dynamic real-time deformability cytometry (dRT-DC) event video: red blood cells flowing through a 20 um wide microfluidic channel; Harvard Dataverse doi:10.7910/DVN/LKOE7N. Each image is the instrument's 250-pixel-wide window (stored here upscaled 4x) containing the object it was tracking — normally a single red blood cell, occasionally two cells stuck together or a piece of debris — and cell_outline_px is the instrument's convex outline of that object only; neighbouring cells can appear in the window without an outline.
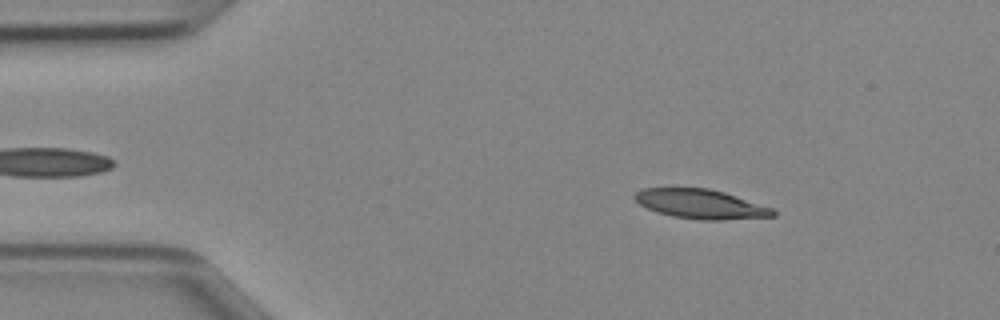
{"species": "Egyptian fruit bat (a non-hibernating species)", "species_latin": "Rousettus aegyptiacus", "temperature_condition": "cold", "stored_images_in_passage": 41, "camera_frame_rate_fps": 3000, "um_per_image_px": 0.085, "animal": {"sex": "female"}, "frame": {"image": 1, "passage_image": 2, "time_ms": 0.333, "image_size_px": [1000, 320], "cell_outline_px": [[776, 216], [720, 220], [700, 220], [672, 216], [656, 212], [640, 204], [632, 196], [640, 188], [708, 188], [724, 192], [772, 208], [776, 212]], "centroid_in_image_um": [59.53, 17.34], "position_along_channel_um": 25.5, "area_um2": 23.58}}
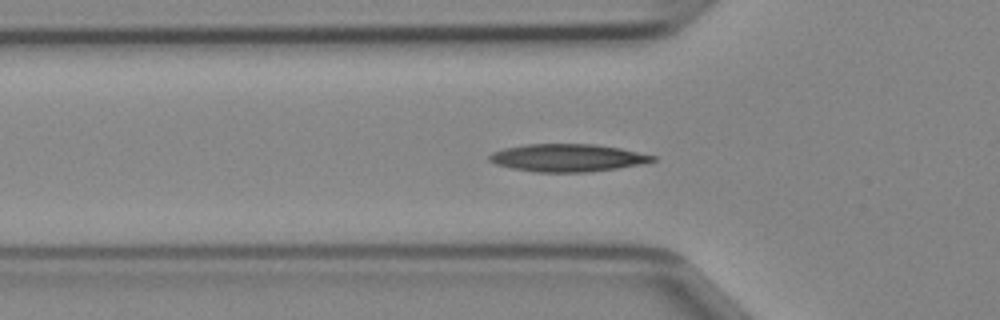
{"frame": {"image": 2, "passage_image": 10, "time_ms": 3.0, "image_size_px": [1000, 320], "cell_outline_px": [[656, 160], [644, 164], [588, 172], [536, 172], [512, 168], [496, 164], [488, 160], [488, 156], [492, 152], [504, 148], [524, 144], [596, 144], [620, 148], [656, 156]], "centroid_in_image_um": [48.24, 13.41], "position_along_channel_um": 77.6, "area_um2": 26.36}}
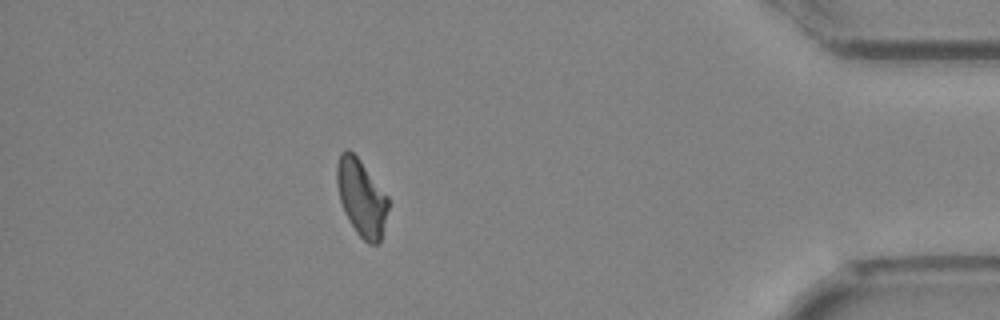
{"frame": {"image": 3, "passage_image": 36, "time_ms": 11.667, "image_size_px": [1000, 320], "cell_outline_px": [[388, 208], [380, 244], [368, 244], [356, 232], [348, 220], [344, 212], [340, 200], [336, 184], [336, 164], [340, 152], [344, 148], [348, 148], [360, 160], [388, 196]], "centroid_in_image_um": [30.7, 16.79], "position_along_channel_um": 404.5, "area_um2": 23.12}}